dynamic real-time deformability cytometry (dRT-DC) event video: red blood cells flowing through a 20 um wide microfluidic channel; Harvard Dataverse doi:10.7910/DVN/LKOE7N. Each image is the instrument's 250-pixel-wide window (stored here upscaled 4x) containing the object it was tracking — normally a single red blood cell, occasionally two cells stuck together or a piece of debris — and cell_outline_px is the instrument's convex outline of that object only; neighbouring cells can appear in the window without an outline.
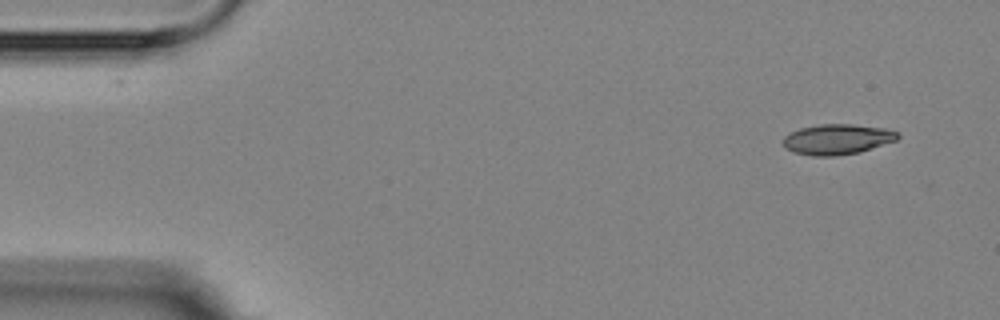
{"species": "Egyptian fruit bat (a non-hibernating species)", "species_latin": "Rousettus aegyptiacus", "temperature_condition": "room temperature", "stored_images_in_passage": 4, "camera_frame_rate_fps": 3000, "um_per_image_px": 0.085, "animal": {"sex": "female"}, "frame": {"image": 1, "passage_image": 1, "time_ms": 0.0, "image_size_px": [1000, 320], "cell_outline_px": [[900, 136], [896, 140], [860, 152], [836, 156], [812, 156], [792, 152], [784, 148], [784, 136], [800, 128], [820, 124], [852, 124], [884, 128], [900, 132]], "centroid_in_image_um": [71.17, 11.84], "position_along_channel_um": 13.8, "area_um2": 20.35}}
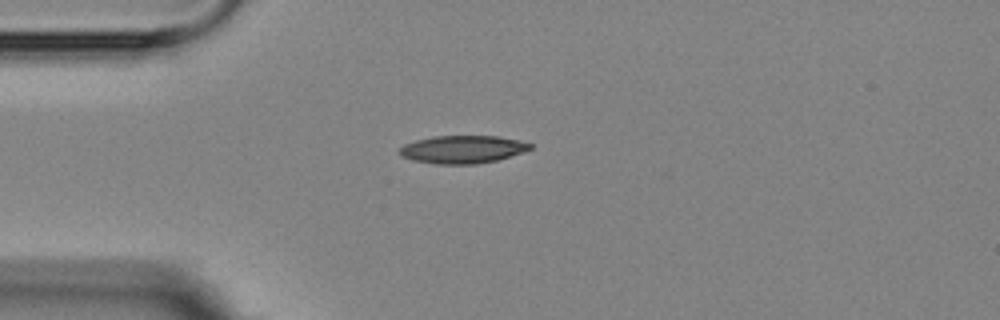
{"frame": {"image": 2, "passage_image": 4, "time_ms": 3.333, "image_size_px": [1000, 320], "cell_outline_px": [[532, 148], [496, 160], [476, 164], [436, 164], [412, 160], [400, 156], [400, 148], [404, 144], [416, 140], [432, 136], [496, 136], [520, 140], [532, 144]], "centroid_in_image_um": [39.28, 12.69], "position_along_channel_um": 45.7, "area_um2": 21.04}}